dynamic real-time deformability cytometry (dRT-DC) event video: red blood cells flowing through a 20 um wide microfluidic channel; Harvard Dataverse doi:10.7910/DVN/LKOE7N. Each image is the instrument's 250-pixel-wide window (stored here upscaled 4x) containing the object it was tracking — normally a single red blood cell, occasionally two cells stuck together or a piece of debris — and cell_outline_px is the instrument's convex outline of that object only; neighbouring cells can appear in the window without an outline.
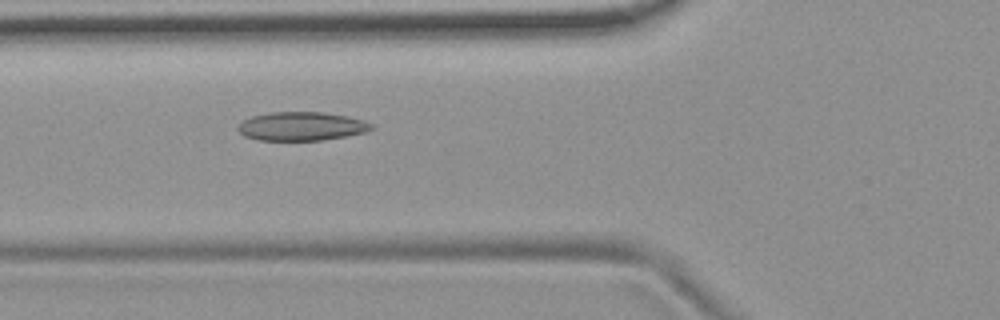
{"species": "common noctule bat (a hibernating species)", "species_latin": "Nyctalus noctula", "temperature_condition": "room temperature", "stored_images_in_passage": 40, "camera_frame_rate_fps": 3000, "um_per_image_px": 0.085, "animal": {"sex": "female", "body_mass_g": 19.9}, "frame": {"image": 1, "passage_image": 11, "time_ms": 3.333, "image_size_px": [1000, 320], "cell_outline_px": [[376, 128], [364, 132], [348, 136], [324, 140], [256, 140], [244, 136], [236, 128], [244, 120], [252, 116], [268, 112], [324, 112], [348, 116], [364, 120], [372, 124]], "centroid_in_image_um": [25.65, 10.73], "position_along_channel_um": 100.1, "area_um2": 22.48}}
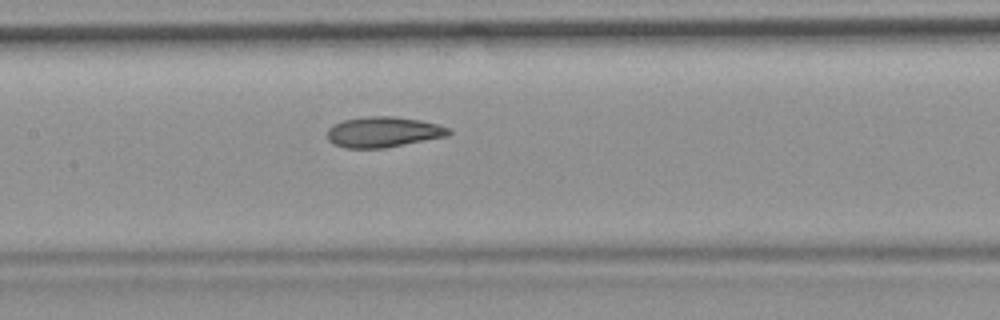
{"frame": {"image": 2, "passage_image": 17, "time_ms": 5.333, "image_size_px": [1000, 320], "cell_outline_px": [[452, 132], [448, 136], [384, 148], [344, 148], [332, 144], [328, 140], [328, 128], [332, 124], [344, 120], [368, 116], [392, 116], [420, 120], [452, 128]], "centroid_in_image_um": [32.58, 11.22], "position_along_channel_um": 174.8, "area_um2": 21.73}}
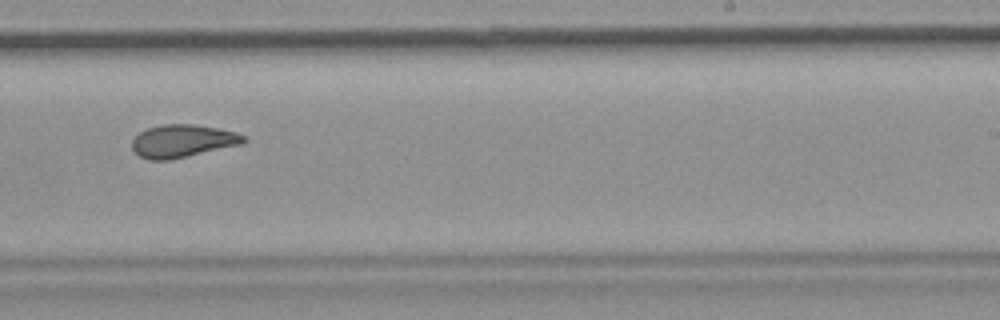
{"frame": {"image": 3, "passage_image": 25, "time_ms": 8.0, "image_size_px": [1000, 320], "cell_outline_px": [[248, 140], [240, 144], [172, 160], [148, 160], [140, 156], [132, 148], [132, 140], [140, 132], [148, 128], [160, 124], [192, 124], [216, 128], [236, 132], [248, 136]], "centroid_in_image_um": [15.53, 11.99], "position_along_channel_um": 273.5, "area_um2": 21.33}, "authors_computed_cell_mechanics": {"area_um2": 21.1548, "velocity_mm_per_s": 3.7191, "shape_relaxation_time_tau1_ms": null, "shape_relaxation_time_tau2_ms": 2.0455, "deformation_change_tau1": null, "deformation_change_tau2": 0.0904}}